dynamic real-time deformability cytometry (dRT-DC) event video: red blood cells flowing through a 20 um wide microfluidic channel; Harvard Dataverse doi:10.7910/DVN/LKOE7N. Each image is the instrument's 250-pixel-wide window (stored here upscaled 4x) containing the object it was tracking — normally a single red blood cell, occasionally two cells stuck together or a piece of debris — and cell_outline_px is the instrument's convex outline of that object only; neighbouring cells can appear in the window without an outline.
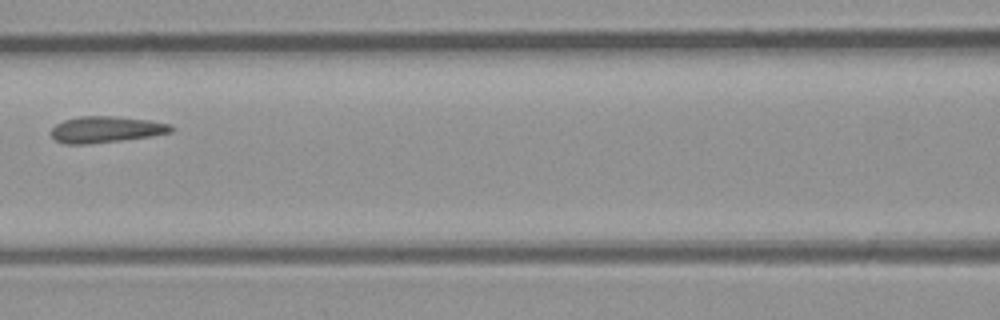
{"species": "common noctule bat (a hibernating species)", "species_latin": "Nyctalus noctula", "temperature_condition": "room temperature", "stored_images_in_passage": 4, "segment_of_instrument_passage": [1, 2], "camera_frame_rate_fps": 3000, "um_per_image_px": 0.085, "animal": {"sex": "male", "body_mass_g": 23.1, "forearm_length_mm": 52.7}, "frame": {"image": 1, "passage_image": 3, "time_ms": 2.333, "image_size_px": [1000, 320], "cell_outline_px": [[176, 128], [172, 132], [152, 136], [88, 144], [64, 144], [56, 140], [52, 136], [52, 128], [56, 124], [64, 120], [80, 116], [112, 116], [148, 120], [172, 124]], "centroid_in_image_um": [9.04, 11.0], "position_along_channel_um": 157.6, "area_um2": 18.38}}